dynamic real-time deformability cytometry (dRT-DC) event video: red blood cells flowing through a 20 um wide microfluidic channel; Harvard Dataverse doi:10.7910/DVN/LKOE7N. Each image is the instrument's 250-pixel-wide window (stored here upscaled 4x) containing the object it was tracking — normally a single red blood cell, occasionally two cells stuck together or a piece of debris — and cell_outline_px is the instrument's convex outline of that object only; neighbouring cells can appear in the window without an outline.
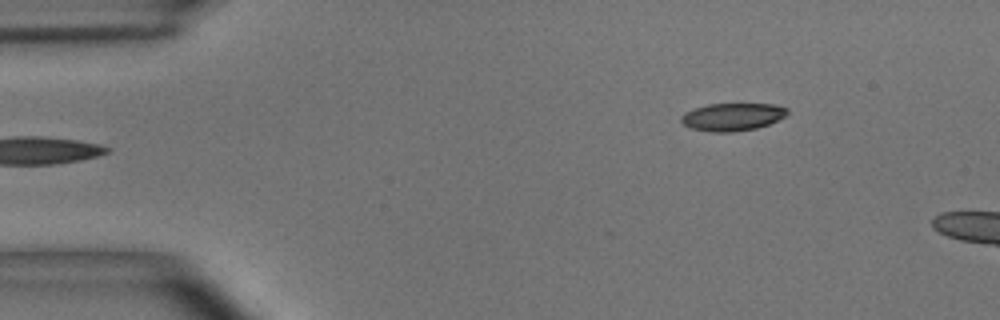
{"species": "common noctule bat (a hibernating species)", "species_latin": "Nyctalus noctula", "temperature_condition": "room temperature", "stored_images_in_passage": 2, "camera_frame_rate_fps": 3000, "um_per_image_px": 0.085, "animal": {"sex": "male", "body_mass_g": 15.6}, "frame": {"image": 1, "passage_image": 2, "time_ms": 0.333, "image_size_px": [1000, 320], "cell_outline_px": [[788, 112], [784, 116], [768, 124], [756, 128], [732, 132], [712, 132], [692, 128], [684, 124], [680, 120], [680, 116], [684, 112], [692, 108], [708, 104], [776, 104], [788, 108]], "centroid_in_image_um": [62.22, 9.92], "position_along_channel_um": 22.8, "area_um2": 17.11}}